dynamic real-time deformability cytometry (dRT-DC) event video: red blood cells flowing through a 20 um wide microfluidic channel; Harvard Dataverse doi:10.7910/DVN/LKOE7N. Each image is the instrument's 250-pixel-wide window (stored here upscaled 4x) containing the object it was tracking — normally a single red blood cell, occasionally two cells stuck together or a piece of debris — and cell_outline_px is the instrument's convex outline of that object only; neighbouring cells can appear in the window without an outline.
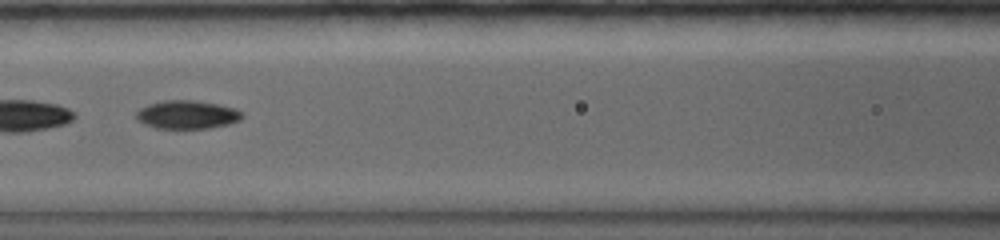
{"species": "common noctule bat (a hibernating species)", "species_latin": "Nyctalus noctula", "temperature_condition": "warm", "stored_images_in_passage": 18, "camera_frame_rate_fps": 5000, "um_per_image_px": 0.085, "animal": {"sex": "female", "body_mass_g": 19.0, "forearm_length_mm": 56.7}, "frame": {"image": 1, "passage_image": 3, "time_ms": 2.4, "image_size_px": [1000, 240], "cell_outline_px": [[244, 116], [240, 120], [228, 124], [208, 128], [156, 128], [144, 124], [136, 120], [136, 112], [140, 108], [148, 104], [164, 100], [192, 100], [216, 104], [236, 108], [244, 112]], "centroid_in_image_um": [15.91, 9.74], "position_along_channel_um": 150.7, "area_um2": 17.57}}